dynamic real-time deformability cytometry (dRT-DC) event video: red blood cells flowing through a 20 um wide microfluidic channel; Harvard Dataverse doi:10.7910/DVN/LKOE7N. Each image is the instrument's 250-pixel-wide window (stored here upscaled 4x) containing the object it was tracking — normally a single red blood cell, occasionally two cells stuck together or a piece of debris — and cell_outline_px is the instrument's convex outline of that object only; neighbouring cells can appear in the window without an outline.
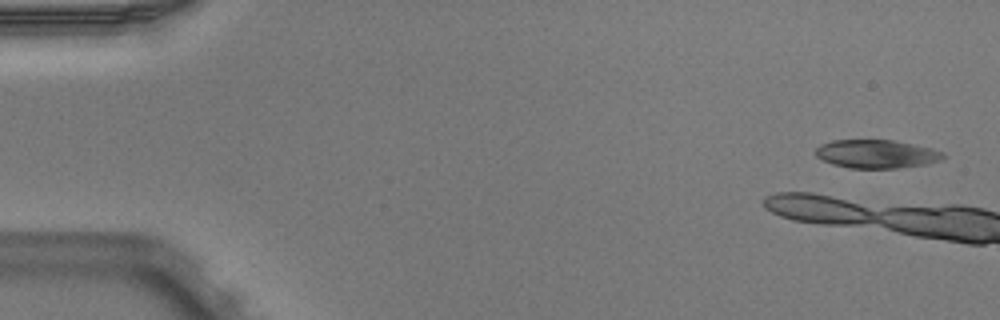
{"species": "Egyptian fruit bat (a non-hibernating species)", "species_latin": "Rousettus aegyptiacus", "temperature_condition": "warm", "stored_images_in_passage": 8, "camera_frame_rate_fps": 3000, "um_per_image_px": 0.085, "animal": {"sex": "male"}, "frame": {"image": 1, "passage_image": 1, "time_ms": 0.0, "image_size_px": [1000, 320], "cell_outline_px": [[944, 156], [940, 160], [928, 164], [896, 168], [848, 168], [832, 164], [816, 156], [816, 148], [820, 144], [832, 140], [896, 140], [932, 148], [944, 152]], "centroid_in_image_um": [74.51, 13.08], "position_along_channel_um": 10.5, "area_um2": 21.21}}
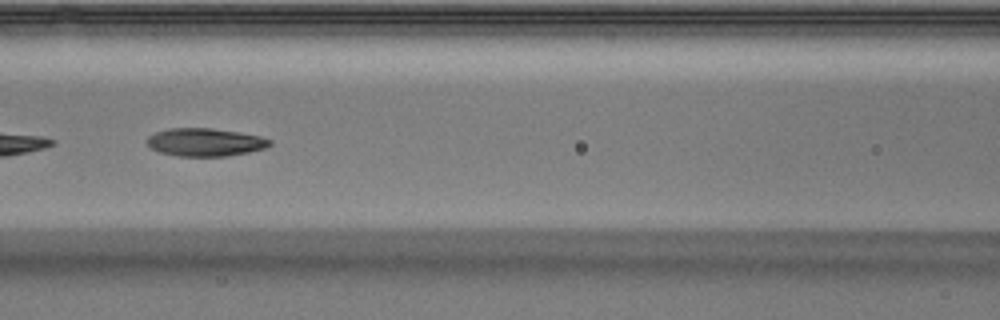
{"frame": {"image": 2, "passage_image": 8, "time_ms": 2.333, "image_size_px": [1000, 320], "cell_outline_px": [[272, 144], [264, 148], [248, 152], [228, 156], [176, 156], [160, 152], [152, 148], [148, 144], [148, 136], [156, 132], [168, 128], [212, 128], [260, 136], [272, 140]], "centroid_in_image_um": [17.44, 12.09], "position_along_channel_um": 149.2, "area_um2": 19.88}}